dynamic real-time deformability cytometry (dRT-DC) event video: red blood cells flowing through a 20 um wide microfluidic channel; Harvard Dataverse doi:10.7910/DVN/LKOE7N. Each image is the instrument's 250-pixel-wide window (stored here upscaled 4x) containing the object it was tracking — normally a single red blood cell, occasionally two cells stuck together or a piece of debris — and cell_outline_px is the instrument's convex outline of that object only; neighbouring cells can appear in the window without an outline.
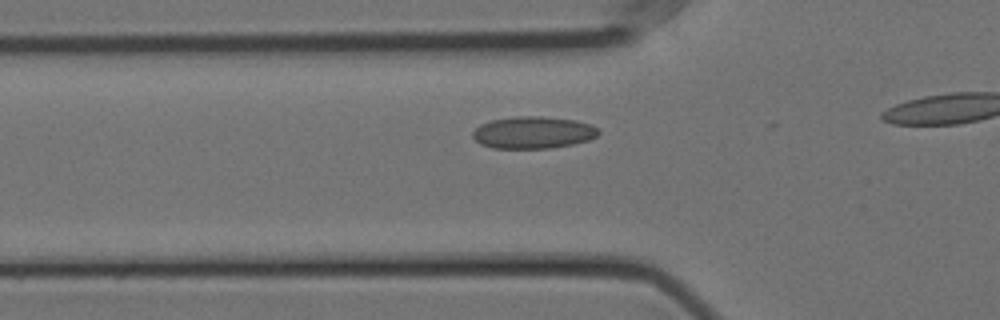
{"species": "Egyptian fruit bat (a non-hibernating species)", "species_latin": "Rousettus aegyptiacus", "temperature_condition": "cold", "stored_images_in_passage": 15, "camera_frame_rate_fps": 3000, "um_per_image_px": 0.085, "animal": {"sex": "female"}, "frame": {"image": 1, "passage_image": 9, "time_ms": 2.667, "image_size_px": [1000, 320], "cell_outline_px": [[600, 132], [596, 136], [588, 140], [572, 144], [548, 148], [492, 148], [480, 144], [472, 136], [472, 132], [480, 124], [492, 120], [516, 116], [540, 116], [576, 120], [588, 124], [596, 128]], "centroid_in_image_um": [45.28, 11.26], "position_along_channel_um": 80.5, "area_um2": 23.35}}
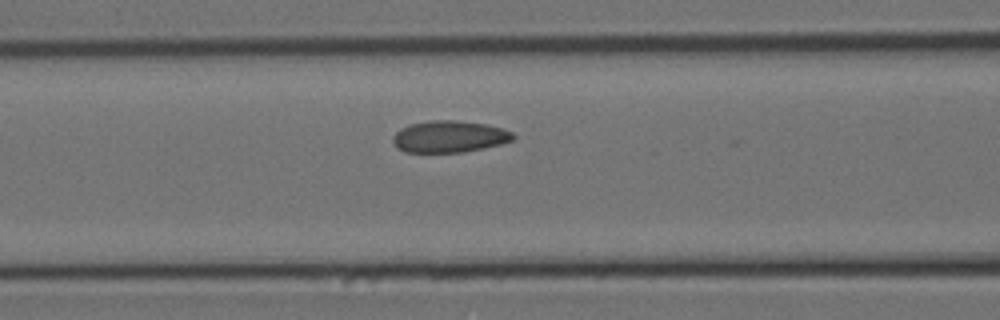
{"frame": {"image": 2, "passage_image": 13, "time_ms": 4.0, "image_size_px": [1000, 320], "cell_outline_px": [[516, 136], [512, 140], [500, 144], [484, 148], [464, 152], [404, 152], [396, 148], [392, 140], [392, 136], [400, 128], [412, 124], [432, 120], [456, 120], [484, 124], [500, 128], [512, 132]], "centroid_in_image_um": [38.16, 11.62], "position_along_channel_um": 128.4, "area_um2": 22.2}}